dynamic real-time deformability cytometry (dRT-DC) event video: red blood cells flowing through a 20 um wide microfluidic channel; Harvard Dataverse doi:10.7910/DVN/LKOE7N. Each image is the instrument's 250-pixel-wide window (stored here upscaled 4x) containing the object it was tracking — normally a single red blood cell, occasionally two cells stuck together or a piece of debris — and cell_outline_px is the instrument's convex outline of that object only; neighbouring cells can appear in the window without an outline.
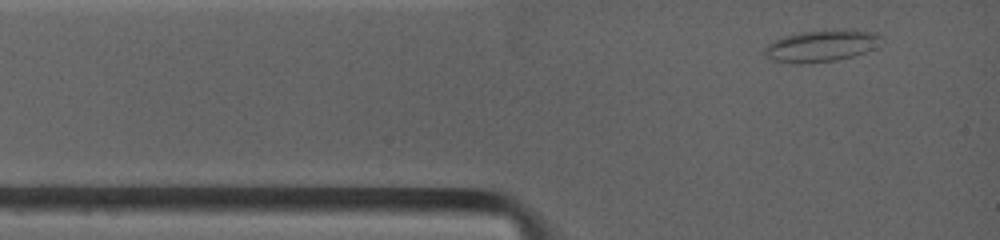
{"species": "common noctule bat (a hibernating species)", "species_latin": "Nyctalus noctula", "temperature_condition": "warm", "stored_images_in_passage": 4, "camera_frame_rate_fps": 4500, "um_per_image_px": 0.085, "animal": {"sex": "female", "body_mass_g": 19.0, "forearm_length_mm": 53.3}, "frame": {"image": 1, "passage_image": 1, "time_ms": 0.0, "image_size_px": [1000, 240], "cell_outline_px": [[876, 36], [872, 48], [864, 52], [852, 56], [836, 60], [776, 60], [768, 56], [764, 52], [768, 44], [784, 36], [808, 32], [864, 32]], "centroid_in_image_um": [69.7, 3.9], "position_along_channel_um": 15.3, "area_um2": 18.61}}
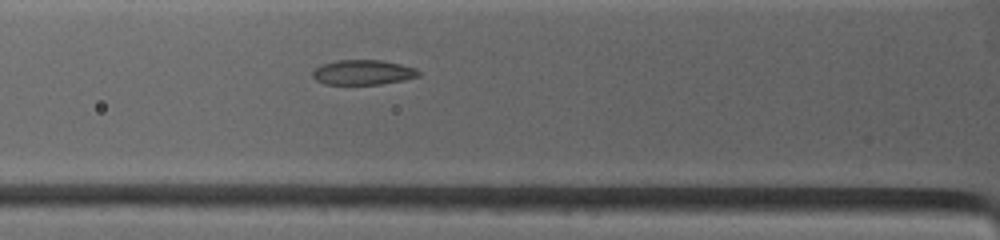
{"frame": {"image": 2, "passage_image": 4, "time_ms": 2.667, "image_size_px": [1000, 240], "cell_outline_px": [[420, 76], [404, 80], [380, 84], [324, 84], [316, 80], [312, 76], [312, 72], [316, 68], [324, 64], [340, 60], [380, 60], [400, 64], [416, 68], [420, 72]], "centroid_in_image_um": [30.88, 6.15], "position_along_channel_um": 94.9, "area_um2": 15.26}}